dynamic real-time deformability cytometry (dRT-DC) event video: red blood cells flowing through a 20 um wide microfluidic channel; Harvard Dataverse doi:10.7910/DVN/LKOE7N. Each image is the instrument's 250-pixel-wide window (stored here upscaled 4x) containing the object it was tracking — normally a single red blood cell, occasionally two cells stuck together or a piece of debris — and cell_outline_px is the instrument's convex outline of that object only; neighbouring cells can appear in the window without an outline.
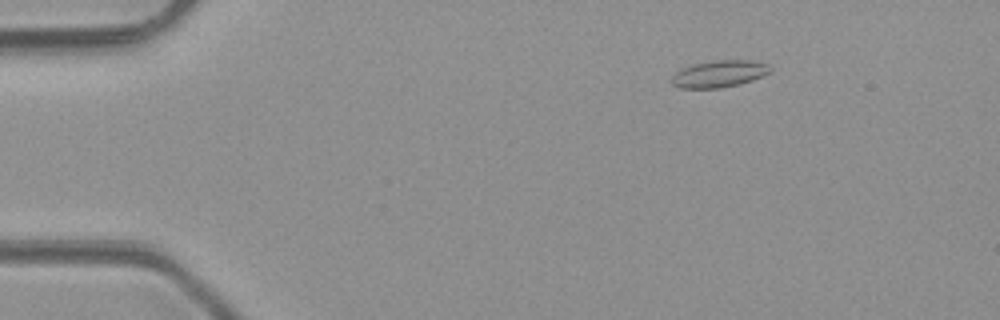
{"species": "common noctule bat (a hibernating species)", "species_latin": "Nyctalus noctula", "temperature_condition": "room temperature", "stored_images_in_passage": 3, "camera_frame_rate_fps": 3000, "um_per_image_px": 0.085, "animal": {"sex": "male", "body_mass_g": 23.1, "forearm_length_mm": 52.7}, "frame": {"image": 1, "passage_image": 1, "time_ms": 0.0, "image_size_px": [1000, 320], "cell_outline_px": [[772, 72], [752, 80], [740, 84], [720, 88], [680, 88], [672, 84], [672, 76], [676, 72], [684, 68], [696, 64], [716, 60], [752, 60], [768, 64], [772, 68]], "centroid_in_image_um": [61.19, 6.28], "position_along_channel_um": 23.8, "area_um2": 15.37}}